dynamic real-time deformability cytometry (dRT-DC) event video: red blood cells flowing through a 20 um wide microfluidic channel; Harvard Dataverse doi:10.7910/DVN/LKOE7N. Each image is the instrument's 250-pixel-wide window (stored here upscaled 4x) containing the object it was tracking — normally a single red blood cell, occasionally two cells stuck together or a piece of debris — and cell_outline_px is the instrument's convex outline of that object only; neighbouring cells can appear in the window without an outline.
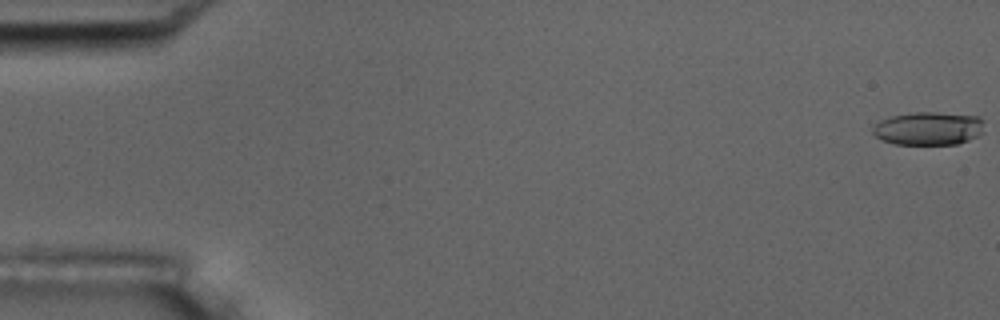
{"species": "common noctule bat (a hibernating species)", "species_latin": "Nyctalus noctula", "temperature_condition": "room temperature", "stored_images_in_passage": 5, "camera_frame_rate_fps": 3000, "um_per_image_px": 0.085, "animal": {"sex": "male", "body_mass_g": 17.5, "forearm_length_mm": 52.3}, "frame": {"image": 1, "passage_image": 1, "time_ms": 0.0, "image_size_px": [1000, 320], "cell_outline_px": [[984, 120], [980, 132], [976, 136], [968, 140], [956, 144], [896, 144], [880, 140], [872, 132], [872, 128], [880, 120], [888, 116], [912, 112], [936, 112], [980, 116]], "centroid_in_image_um": [78.88, 10.9], "position_along_channel_um": 6.1, "area_um2": 21.68}}
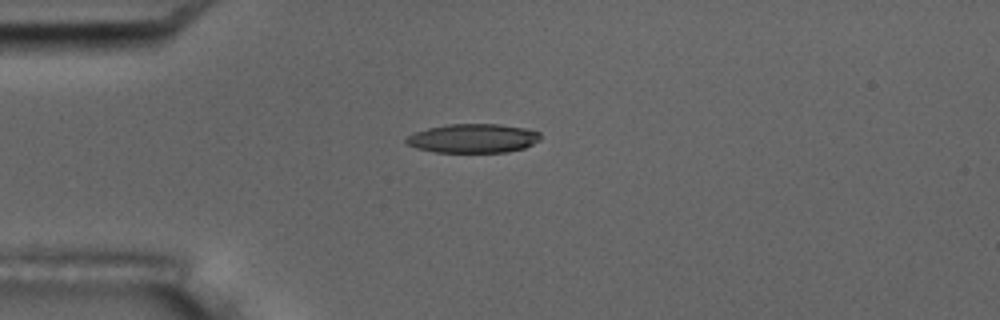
{"frame": {"image": 2, "passage_image": 5, "time_ms": 4.667, "image_size_px": [1000, 320], "cell_outline_px": [[540, 140], [524, 148], [508, 152], [432, 152], [416, 148], [408, 144], [404, 140], [408, 136], [416, 132], [428, 128], [448, 124], [500, 124], [524, 128], [540, 132]], "centroid_in_image_um": [40.22, 11.76], "position_along_channel_um": 44.8, "area_um2": 22.66}}